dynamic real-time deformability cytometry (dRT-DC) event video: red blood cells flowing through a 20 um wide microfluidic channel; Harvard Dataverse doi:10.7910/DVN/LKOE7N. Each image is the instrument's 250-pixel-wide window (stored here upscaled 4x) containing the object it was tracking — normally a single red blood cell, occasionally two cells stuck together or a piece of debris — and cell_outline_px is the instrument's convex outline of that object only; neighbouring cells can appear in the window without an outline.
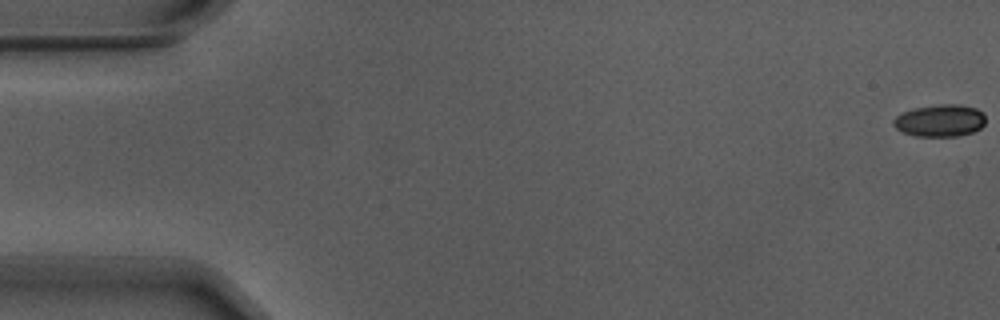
{"species": "Egyptian fruit bat (a non-hibernating species)", "species_latin": "Rousettus aegyptiacus", "temperature_condition": "warm", "stored_images_in_passage": 56, "camera_frame_rate_fps": 3000, "um_per_image_px": 0.085, "animal": {"sex": "male"}, "frame": {"image": 1, "passage_image": 1, "time_ms": 0.0, "image_size_px": [1000, 320], "cell_outline_px": [[984, 124], [980, 128], [972, 132], [956, 136], [916, 136], [904, 132], [896, 128], [892, 124], [892, 120], [900, 112], [912, 108], [936, 104], [960, 104], [976, 108], [984, 116]], "centroid_in_image_um": [79.85, 10.23], "position_along_channel_um": 5.2, "area_um2": 17.34}}
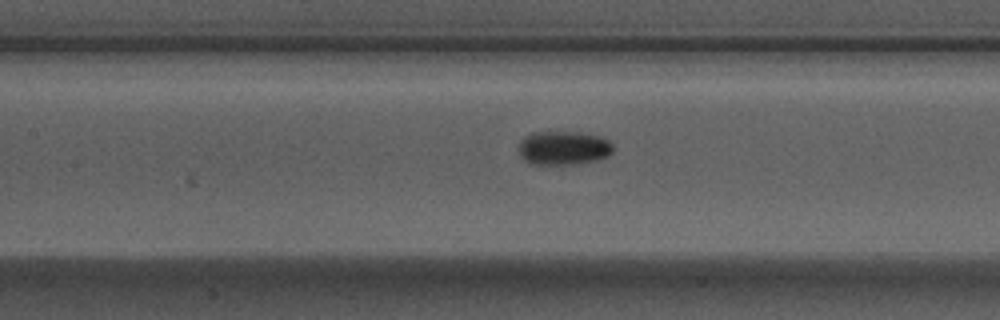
{"frame": {"image": 2, "passage_image": 26, "time_ms": 8.333, "image_size_px": [1000, 320], "cell_outline_px": [[612, 152], [608, 156], [596, 160], [576, 164], [528, 164], [520, 156], [520, 140], [524, 136], [532, 132], [576, 132], [596, 136], [608, 140], [612, 144]], "centroid_in_image_um": [47.86, 12.58], "position_along_channel_um": 159.5, "area_um2": 18.55}}
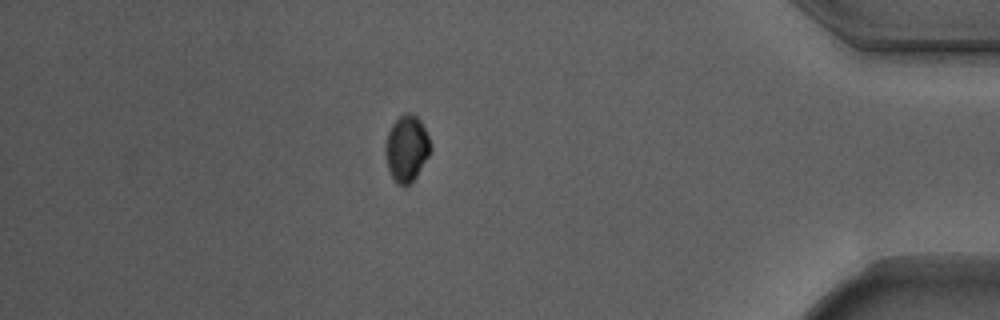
{"frame": {"image": 3, "passage_image": 49, "time_ms": 16.0, "image_size_px": [1000, 320], "cell_outline_px": [[432, 148], [428, 156], [416, 176], [404, 188], [396, 184], [388, 168], [384, 152], [384, 148], [388, 132], [392, 124], [404, 112], [408, 112], [416, 116], [420, 120], [432, 144]], "centroid_in_image_um": [34.55, 12.62], "position_along_channel_um": 400.6, "area_um2": 17.46}, "authors_computed_cell_mechanics": {"area_um2": 17.629, "velocity_mm_per_s": 3.7169, "shape_relaxation_time_tau1_ms": 2.8886, "shape_relaxation_time_tau2_ms": null, "deformation_change_tau1": 0.0753, "deformation_change_tau2": null}}